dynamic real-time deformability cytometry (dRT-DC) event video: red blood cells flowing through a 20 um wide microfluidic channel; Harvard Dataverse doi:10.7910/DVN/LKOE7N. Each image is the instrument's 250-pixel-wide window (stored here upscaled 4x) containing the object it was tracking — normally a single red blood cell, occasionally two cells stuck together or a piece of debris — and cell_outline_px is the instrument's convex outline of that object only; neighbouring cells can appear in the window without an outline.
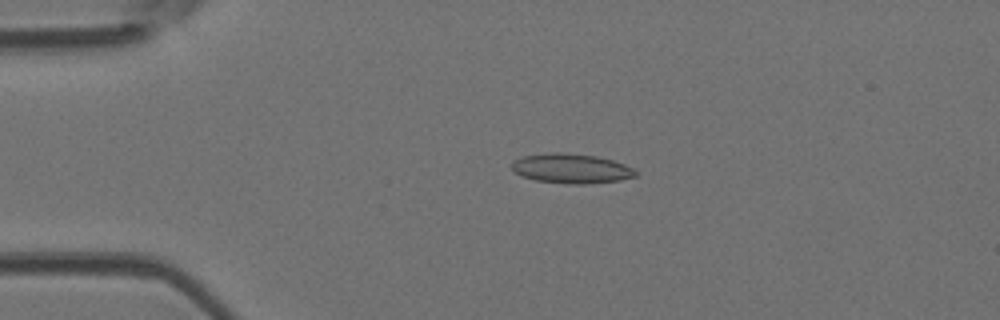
{"species": "Egyptian fruit bat (a non-hibernating species)", "species_latin": "Rousettus aegyptiacus", "temperature_condition": "room temperature", "stored_images_in_passage": 4, "camera_frame_rate_fps": 3000, "um_per_image_px": 0.085, "animal": {"sex": "female"}, "frame": {"image": 1, "passage_image": 3, "time_ms": 0.667, "image_size_px": [1000, 320], "cell_outline_px": [[640, 172], [636, 176], [620, 180], [584, 184], [572, 184], [536, 180], [520, 176], [512, 168], [512, 160], [524, 156], [552, 152], [560, 152], [596, 156], [612, 160], [624, 164]], "centroid_in_image_um": [48.57, 14.32], "position_along_channel_um": 36.4, "area_um2": 21.33}}